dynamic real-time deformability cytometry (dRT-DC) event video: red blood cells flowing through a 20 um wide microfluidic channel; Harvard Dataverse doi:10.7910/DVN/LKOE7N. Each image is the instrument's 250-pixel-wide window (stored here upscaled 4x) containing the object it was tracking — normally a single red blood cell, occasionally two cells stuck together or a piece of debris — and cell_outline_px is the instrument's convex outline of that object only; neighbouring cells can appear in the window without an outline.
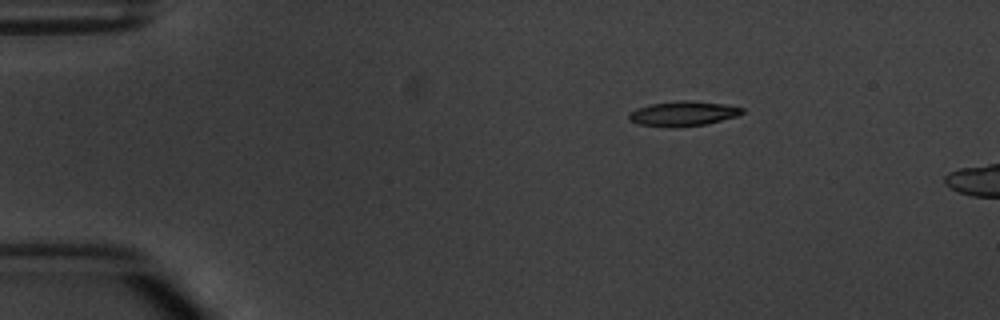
{"species": "common noctule bat (a hibernating species)", "species_latin": "Nyctalus noctula", "temperature_condition": "warm", "stored_images_in_passage": 3, "camera_frame_rate_fps": 3000, "um_per_image_px": 0.085, "animal": {"sex": "male", "body_mass_g": 20.1, "forearm_length_mm": 53.5}, "frame": {"image": 1, "passage_image": 1, "time_ms": 0.0, "image_size_px": [1000, 320], "cell_outline_px": [[744, 112], [736, 116], [708, 124], [672, 128], [640, 124], [632, 120], [628, 116], [628, 112], [636, 108], [648, 104], [684, 100], [724, 104], [744, 108]], "centroid_in_image_um": [58.05, 9.66], "position_along_channel_um": 26.9, "area_um2": 16.36}}